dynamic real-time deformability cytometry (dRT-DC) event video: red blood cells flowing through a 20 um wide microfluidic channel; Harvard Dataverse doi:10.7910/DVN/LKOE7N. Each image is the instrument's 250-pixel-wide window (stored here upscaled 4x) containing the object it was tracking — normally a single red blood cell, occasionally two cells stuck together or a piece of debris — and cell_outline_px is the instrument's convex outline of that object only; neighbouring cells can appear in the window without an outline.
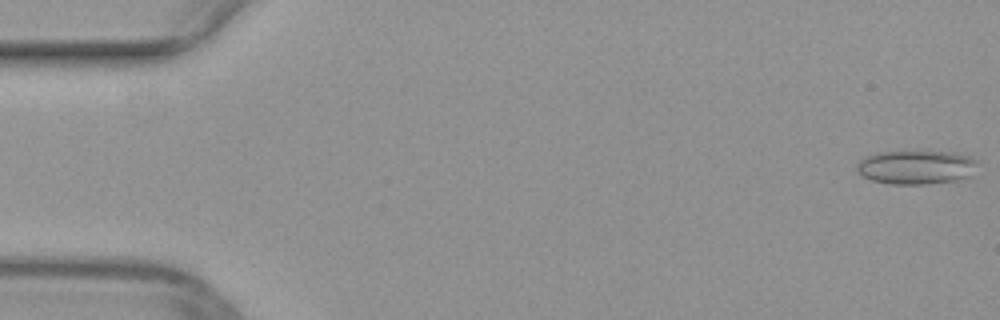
{"species": "common noctule bat (a hibernating species)", "species_latin": "Nyctalus noctula", "temperature_condition": "warm", "stored_images_in_passage": 50, "camera_frame_rate_fps": 3000, "um_per_image_px": 0.085, "animal": {"sex": "female", "body_mass_g": 29.2, "forearm_length_mm": 56.3}, "frame": {"image": 1, "passage_image": 1, "time_ms": 0.0, "image_size_px": [1000, 320], "cell_outline_px": [[976, 164], [972, 176], [956, 180], [924, 184], [892, 184], [872, 180], [860, 176], [856, 172], [856, 164], [860, 160], [868, 156], [884, 152], [948, 152], [968, 156], [976, 160]], "centroid_in_image_um": [77.84, 14.23], "position_along_channel_um": 7.2, "area_um2": 23.58}}
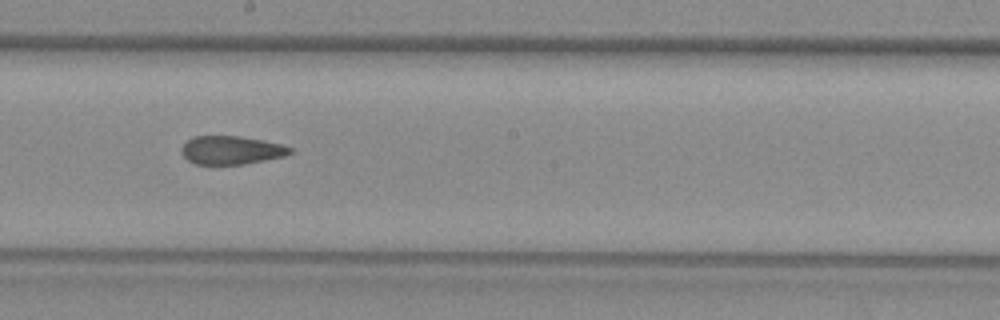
{"frame": {"image": 2, "passage_image": 28, "time_ms": 9.0, "image_size_px": [1000, 320], "cell_outline_px": [[292, 152], [284, 156], [244, 164], [196, 164], [188, 160], [180, 152], [180, 148], [192, 136], [240, 136], [264, 140], [280, 144], [292, 148]], "centroid_in_image_um": [19.63, 12.75], "position_along_channel_um": 228.6, "area_um2": 17.92}}
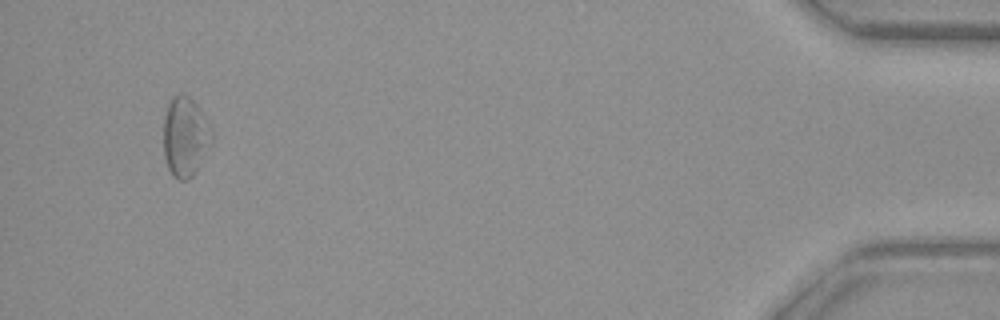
{"frame": {"image": 3, "passage_image": 48, "time_ms": 15.667, "image_size_px": [1000, 320], "cell_outline_px": [[212, 144], [200, 164], [192, 176], [184, 180], [176, 180], [172, 176], [168, 168], [164, 156], [164, 116], [168, 104], [172, 96], [188, 96], [196, 104], [212, 132]], "centroid_in_image_um": [15.73, 11.67], "position_along_channel_um": 419.5, "area_um2": 22.08}}